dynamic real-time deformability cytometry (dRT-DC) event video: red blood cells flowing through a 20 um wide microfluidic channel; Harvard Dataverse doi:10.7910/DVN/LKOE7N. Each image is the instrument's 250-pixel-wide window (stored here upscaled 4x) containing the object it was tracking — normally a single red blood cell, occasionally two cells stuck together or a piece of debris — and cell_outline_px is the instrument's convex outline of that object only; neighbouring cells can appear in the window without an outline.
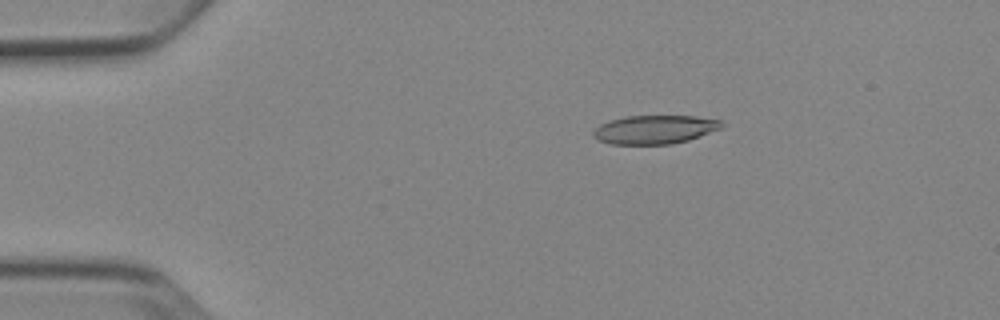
{"species": "Egyptian fruit bat (a non-hibernating species)", "species_latin": "Rousettus aegyptiacus", "temperature_condition": "cold", "stored_images_in_passage": 8, "camera_frame_rate_fps": 3000, "um_per_image_px": 0.085, "animal": {"sex": "female"}, "frame": {"image": 1, "passage_image": 3, "time_ms": 2.333, "image_size_px": [1000, 320], "cell_outline_px": [[724, 128], [688, 140], [672, 144], [608, 144], [596, 140], [592, 136], [592, 132], [600, 124], [608, 120], [628, 116], [696, 116], [720, 120], [724, 124]], "centroid_in_image_um": [55.64, 11.01], "position_along_channel_um": 29.4, "area_um2": 21.68}}
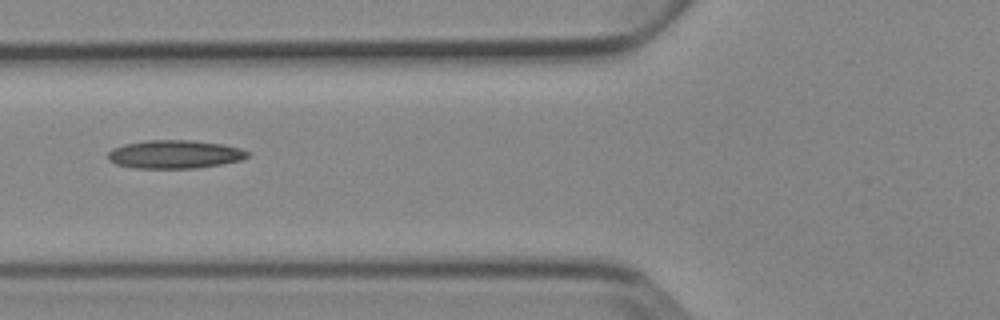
{"frame": {"image": 2, "passage_image": 6, "time_ms": 6.0, "image_size_px": [1000, 320], "cell_outline_px": [[248, 156], [244, 160], [196, 168], [136, 168], [116, 164], [108, 160], [108, 152], [112, 148], [124, 144], [144, 140], [192, 140], [224, 144], [240, 148], [248, 152]], "centroid_in_image_um": [14.84, 13.11], "position_along_channel_um": 111.0, "area_um2": 23.18}}
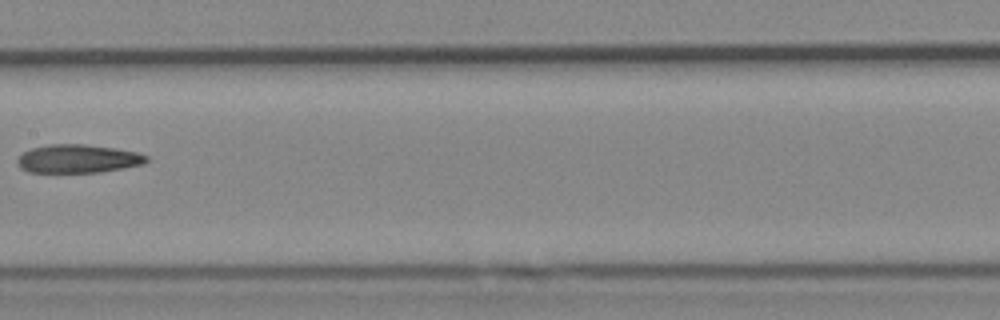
{"frame": {"image": 3, "passage_image": 8, "time_ms": 8.333, "image_size_px": [1000, 320], "cell_outline_px": [[148, 160], [144, 164], [100, 172], [28, 172], [20, 168], [16, 164], [16, 160], [24, 152], [32, 148], [48, 144], [84, 144], [116, 148], [136, 152], [148, 156]], "centroid_in_image_um": [6.61, 13.49], "position_along_channel_um": 200.8, "area_um2": 21.39}}